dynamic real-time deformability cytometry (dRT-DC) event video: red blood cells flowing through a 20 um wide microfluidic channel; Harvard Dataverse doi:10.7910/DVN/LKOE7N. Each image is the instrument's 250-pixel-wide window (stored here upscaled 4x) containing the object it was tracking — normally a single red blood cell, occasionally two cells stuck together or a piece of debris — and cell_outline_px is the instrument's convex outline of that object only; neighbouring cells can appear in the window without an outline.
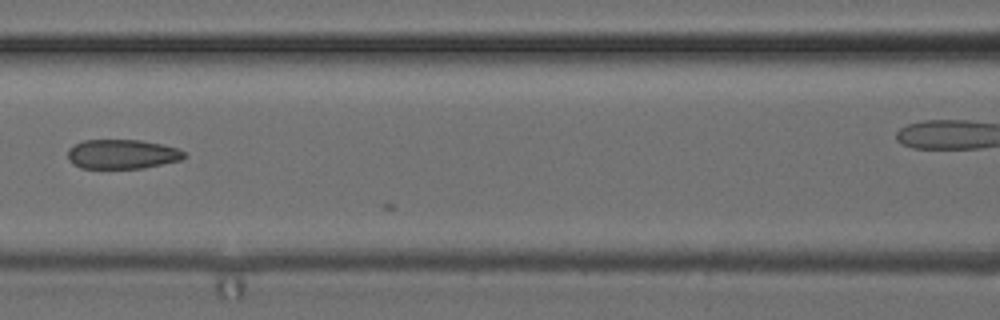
{"species": "common noctule bat (a hibernating species)", "species_latin": "Nyctalus noctula", "temperature_condition": "cold", "stored_images_in_passage": 8, "segment_of_instrument_passage": [1, 2], "camera_frame_rate_fps": 3000, "um_per_image_px": 0.085, "animal": {"sex": "female", "body_mass_g": 24.6, "forearm_length_mm": 56.2}, "frame": {"image": 1, "passage_image": 4, "time_ms": 4.333, "image_size_px": [1000, 320], "cell_outline_px": [[188, 156], [180, 160], [144, 168], [80, 168], [72, 164], [68, 160], [68, 148], [84, 140], [140, 140], [164, 144], [176, 148], [184, 152]], "centroid_in_image_um": [10.38, 13.1], "position_along_channel_um": 156.2, "area_um2": 20.06}}
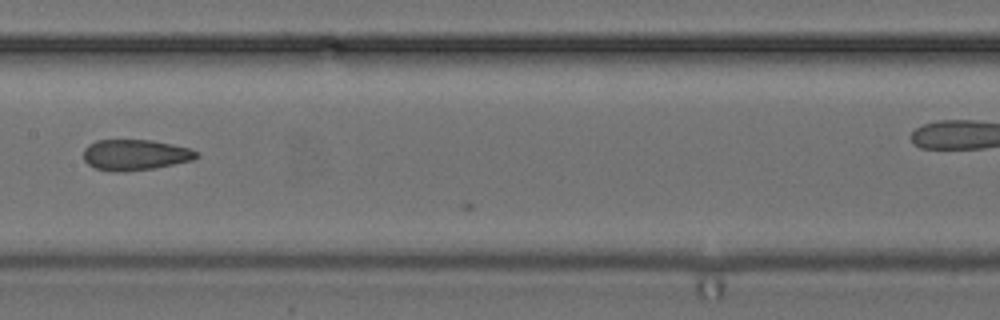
{"frame": {"image": 2, "passage_image": 5, "time_ms": 5.333, "image_size_px": [1000, 320], "cell_outline_px": [[200, 156], [192, 160], [156, 168], [124, 172], [112, 172], [96, 168], [88, 164], [84, 160], [84, 148], [88, 144], [96, 140], [152, 140], [192, 148], [200, 152]], "centroid_in_image_um": [11.52, 13.16], "position_along_channel_um": 195.9, "area_um2": 20.58}}